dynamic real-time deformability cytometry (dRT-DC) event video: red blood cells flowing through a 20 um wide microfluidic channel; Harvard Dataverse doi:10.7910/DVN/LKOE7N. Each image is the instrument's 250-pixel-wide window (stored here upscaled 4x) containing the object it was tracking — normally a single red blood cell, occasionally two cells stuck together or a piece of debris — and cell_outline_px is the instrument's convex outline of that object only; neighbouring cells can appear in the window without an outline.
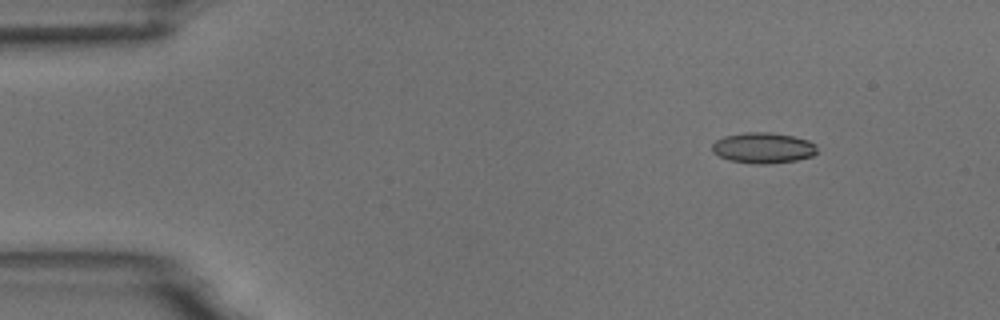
{"species": "common noctule bat (a hibernating species)", "species_latin": "Nyctalus noctula", "temperature_condition": "room temperature", "stored_images_in_passage": 7, "camera_frame_rate_fps": 3000, "um_per_image_px": 0.085, "animal": {"sex": "male", "body_mass_g": 18.8}, "frame": {"image": 1, "passage_image": 2, "time_ms": 1.333, "image_size_px": [1000, 320], "cell_outline_px": [[816, 152], [812, 156], [796, 160], [768, 164], [752, 164], [728, 160], [712, 152], [712, 144], [716, 140], [724, 136], [744, 132], [772, 132], [792, 136], [808, 140], [816, 144]], "centroid_in_image_um": [64.85, 12.57], "position_along_channel_um": 20.2, "area_um2": 18.9}}
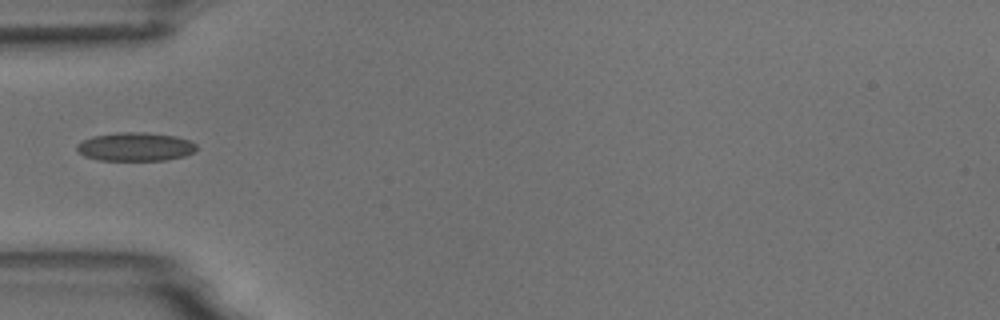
{"frame": {"image": 2, "passage_image": 5, "time_ms": 5.0, "image_size_px": [1000, 320], "cell_outline_px": [[196, 152], [184, 156], [164, 160], [100, 160], [84, 156], [76, 148], [76, 144], [92, 136], [116, 132], [148, 132], [176, 136], [188, 140], [196, 144]], "centroid_in_image_um": [11.51, 12.46], "position_along_channel_um": 73.5, "area_um2": 20.0}}